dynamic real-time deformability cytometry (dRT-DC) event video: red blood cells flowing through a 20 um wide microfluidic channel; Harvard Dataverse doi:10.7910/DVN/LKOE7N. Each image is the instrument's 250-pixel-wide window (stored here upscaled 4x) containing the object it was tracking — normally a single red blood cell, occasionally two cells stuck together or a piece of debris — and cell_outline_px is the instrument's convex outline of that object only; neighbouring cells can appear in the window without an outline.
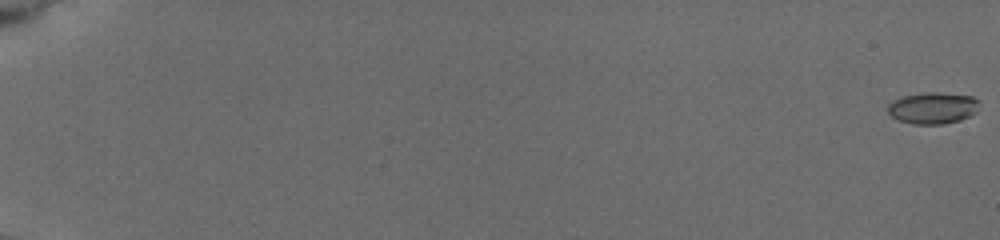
{"species": "common noctule bat (a hibernating species)", "species_latin": "Nyctalus noctula", "temperature_condition": "cold", "stored_images_in_passage": 43, "camera_frame_rate_fps": 3000, "um_per_image_px": 0.085, "animal": {"sex": "female", "body_mass_g": 19.5, "forearm_length_mm": 54.1}, "frame": {"image": 1, "passage_image": 1, "time_ms": 0.0, "image_size_px": [1000, 240], "cell_outline_px": [[980, 100], [976, 112], [960, 120], [944, 124], [912, 124], [900, 120], [892, 116], [888, 112], [888, 104], [892, 100], [904, 96], [924, 92], [940, 92], [972, 96]], "centroid_in_image_um": [79.3, 9.17], "position_along_channel_um": 5.7, "area_um2": 16.88}}
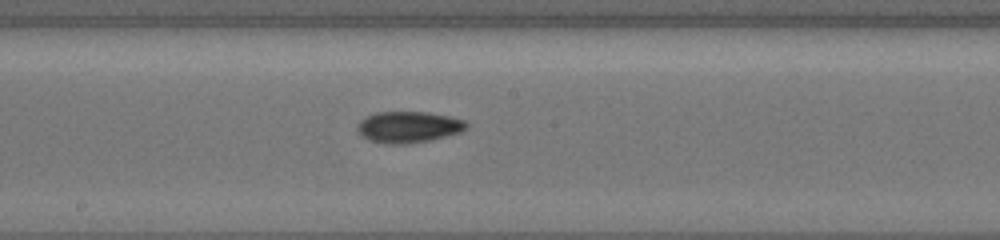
{"frame": {"image": 2, "passage_image": 25, "time_ms": 11.0, "image_size_px": [1000, 240], "cell_outline_px": [[468, 128], [460, 132], [428, 140], [408, 144], [388, 144], [368, 140], [360, 136], [356, 128], [356, 124], [364, 116], [376, 112], [428, 112], [452, 116], [464, 120], [468, 124]], "centroid_in_image_um": [34.68, 10.79], "position_along_channel_um": 213.5, "area_um2": 20.17}}
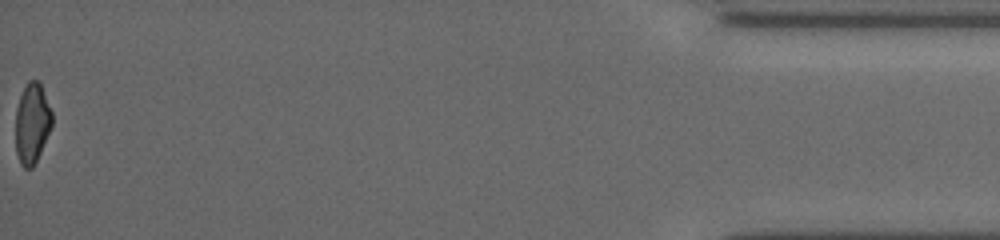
{"frame": {"image": 3, "passage_image": 43, "time_ms": 18.667, "image_size_px": [1000, 240], "cell_outline_px": [[52, 124], [40, 152], [32, 168], [24, 168], [20, 164], [16, 152], [16, 108], [20, 96], [28, 80], [40, 80], [52, 112]], "centroid_in_image_um": [2.72, 10.44], "position_along_channel_um": 432.5, "area_um2": 16.99}, "authors_computed_cell_mechanics": {"area_um2": 17.6868, "velocity_mm_per_s": 3.9011, "shape_relaxation_time_tau1_ms": 3.5493, "shape_relaxation_time_tau2_ms": 6.1159, "deformation_change_tau1": 0.1172, "deformation_change_tau2": 0.123}}